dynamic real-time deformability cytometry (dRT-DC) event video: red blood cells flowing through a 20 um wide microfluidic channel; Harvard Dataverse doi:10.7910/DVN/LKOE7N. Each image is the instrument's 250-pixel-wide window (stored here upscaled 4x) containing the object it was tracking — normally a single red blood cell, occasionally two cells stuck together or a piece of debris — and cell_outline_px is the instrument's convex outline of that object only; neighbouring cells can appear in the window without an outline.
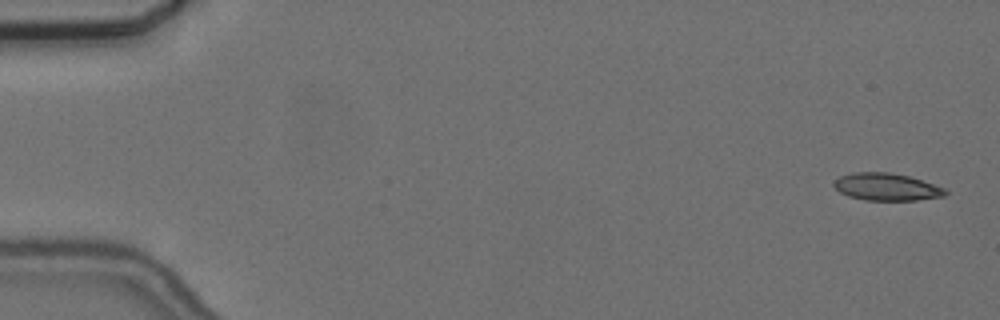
{"species": "common noctule bat (a hibernating species)", "species_latin": "Nyctalus noctula", "temperature_condition": "cold", "stored_images_in_passage": 56, "camera_frame_rate_fps": 3000, "um_per_image_px": 0.085, "animal": {"sex": "female", "body_mass_g": 24.6, "forearm_length_mm": 56.2}, "frame": {"image": 1, "passage_image": 2, "time_ms": 0.333, "image_size_px": [1000, 320], "cell_outline_px": [[948, 192], [944, 196], [916, 200], [864, 200], [848, 196], [840, 192], [832, 184], [840, 176], [852, 172], [888, 172], [908, 176], [944, 188]], "centroid_in_image_um": [75.32, 15.89], "position_along_channel_um": 9.7, "area_um2": 17.57}}
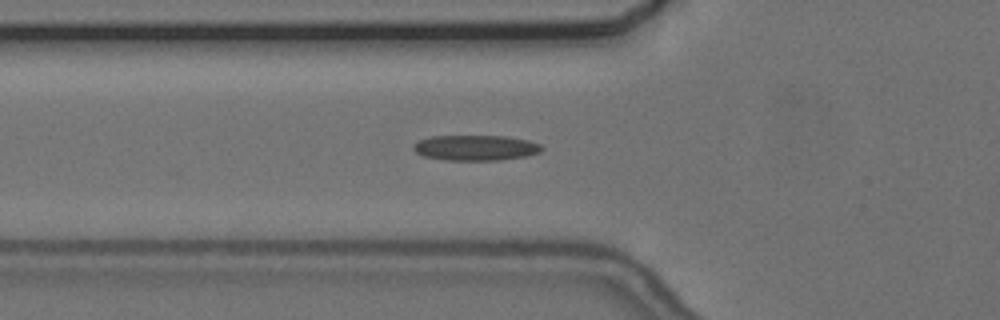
{"frame": {"image": 2, "passage_image": 20, "time_ms": 6.333, "image_size_px": [1000, 320], "cell_outline_px": [[544, 148], [540, 152], [524, 156], [500, 160], [448, 160], [424, 156], [416, 152], [412, 148], [412, 144], [420, 140], [432, 136], [508, 136], [528, 140], [540, 144]], "centroid_in_image_um": [40.43, 12.55], "position_along_channel_um": 85.4, "area_um2": 18.96}}
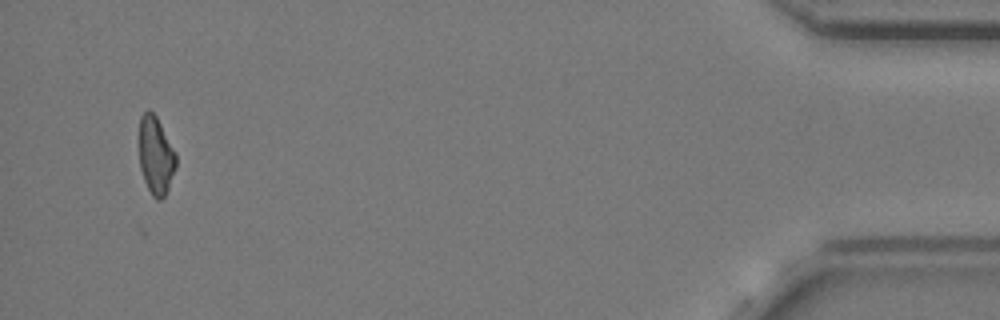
{"frame": {"image": 3, "passage_image": 54, "time_ms": 17.667, "image_size_px": [1000, 320], "cell_outline_px": [[176, 168], [168, 188], [164, 196], [160, 200], [156, 200], [152, 196], [144, 180], [140, 168], [136, 140], [140, 116], [148, 108], [156, 116], [176, 152]], "centroid_in_image_um": [13.19, 13.17], "position_along_channel_um": 422.0, "area_um2": 17.4}, "authors_computed_cell_mechanics": {"area_um2": 17.9758, "velocity_mm_per_s": 3.6642, "shape_relaxation_time_tau1_ms": null, "shape_relaxation_time_tau2_ms": 5.9515, "deformation_change_tau1": null, "deformation_change_tau2": 0.1936}}